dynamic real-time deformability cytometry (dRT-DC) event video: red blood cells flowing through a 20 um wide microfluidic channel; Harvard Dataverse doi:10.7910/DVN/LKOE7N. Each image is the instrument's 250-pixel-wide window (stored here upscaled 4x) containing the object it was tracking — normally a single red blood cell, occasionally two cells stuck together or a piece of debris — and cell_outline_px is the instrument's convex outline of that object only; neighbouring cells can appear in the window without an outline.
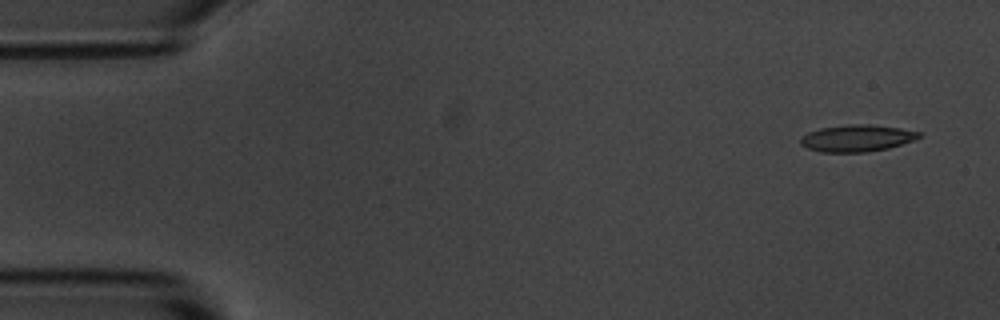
{"species": "common noctule bat (a hibernating species)", "species_latin": "Nyctalus noctula", "temperature_condition": "room temperature", "stored_images_in_passage": 9, "camera_frame_rate_fps": 3000, "um_per_image_px": 0.085, "animal": {"sex": "male", "body_mass_g": 20.1, "forearm_length_mm": 53.5}, "frame": {"image": 1, "passage_image": 1, "time_ms": 0.0, "image_size_px": [1000, 320], "cell_outline_px": [[920, 136], [916, 140], [888, 148], [864, 152], [820, 152], [808, 148], [800, 144], [800, 140], [808, 132], [820, 128], [848, 124], [872, 124], [900, 128], [920, 132]], "centroid_in_image_um": [72.85, 11.74], "position_along_channel_um": 12.2, "area_um2": 18.5}}
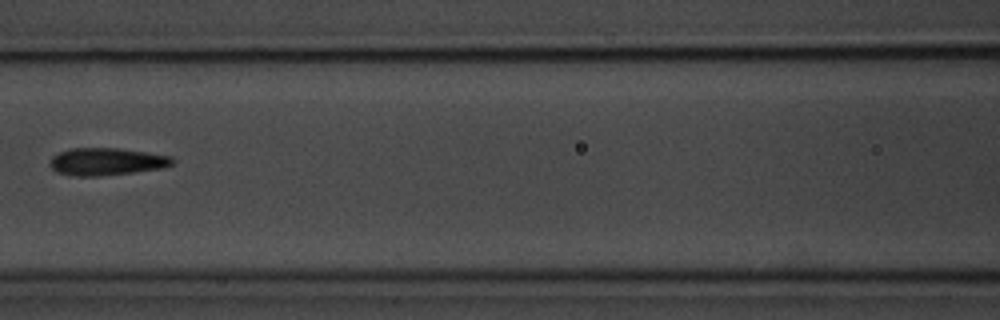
{"frame": {"image": 2, "passage_image": 6, "time_ms": 7.0, "image_size_px": [1000, 320], "cell_outline_px": [[176, 160], [172, 164], [164, 168], [100, 176], [72, 176], [56, 172], [52, 168], [52, 156], [60, 152], [72, 148], [120, 148], [148, 152], [172, 156]], "centroid_in_image_um": [9.11, 13.73], "position_along_channel_um": 157.5, "area_um2": 19.59}}
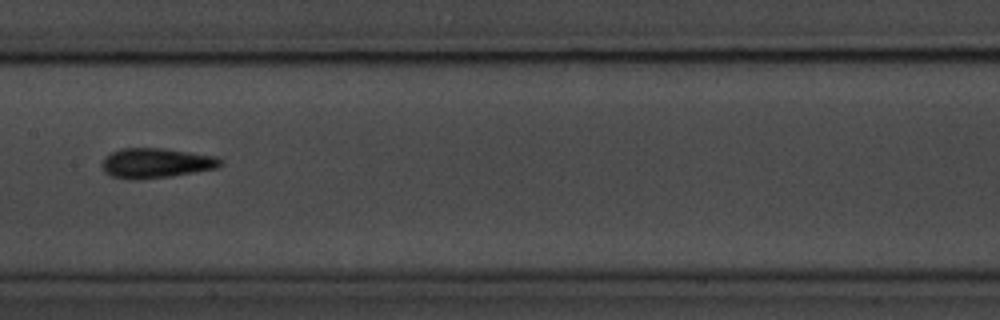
{"frame": {"image": 3, "passage_image": 7, "time_ms": 8.0, "image_size_px": [1000, 320], "cell_outline_px": [[224, 164], [216, 168], [172, 176], [112, 176], [104, 172], [100, 164], [104, 156], [120, 148], [164, 148], [216, 156], [224, 160]], "centroid_in_image_um": [13.32, 13.8], "position_along_channel_um": 194.1, "area_um2": 20.0}}